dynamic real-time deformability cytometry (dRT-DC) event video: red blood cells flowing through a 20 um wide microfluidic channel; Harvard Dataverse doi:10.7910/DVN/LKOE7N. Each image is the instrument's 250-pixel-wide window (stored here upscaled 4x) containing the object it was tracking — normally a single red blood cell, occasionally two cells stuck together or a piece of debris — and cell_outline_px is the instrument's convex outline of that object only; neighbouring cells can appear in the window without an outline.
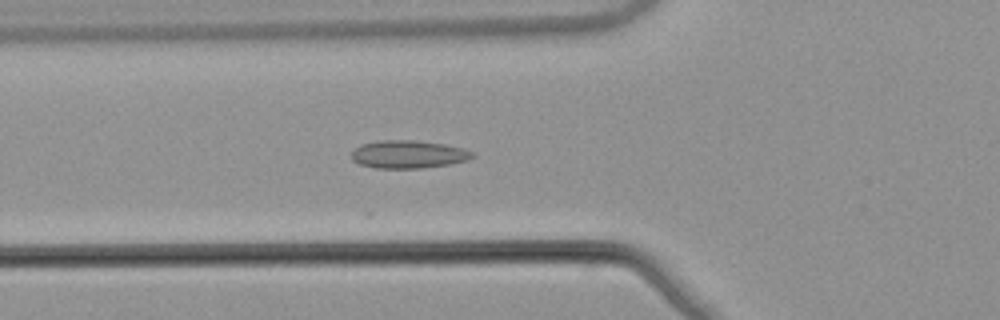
{"species": "common noctule bat (a hibernating species)", "species_latin": "Nyctalus noctula", "temperature_condition": "warm", "stored_images_in_passage": 28, "camera_frame_rate_fps": 3000, "um_per_image_px": 0.085, "animal": {"sex": "male", "body_mass_g": 21.5, "forearm_length_mm": 52.0}, "frame": {"image": 1, "passage_image": 19, "time_ms": 6.0, "image_size_px": [1000, 320], "cell_outline_px": [[476, 156], [468, 160], [448, 164], [420, 168], [376, 168], [360, 164], [352, 160], [352, 152], [360, 144], [376, 140], [416, 140], [444, 144], [464, 148], [472, 152]], "centroid_in_image_um": [34.7, 13.11], "position_along_channel_um": 91.1, "area_um2": 19.71}}
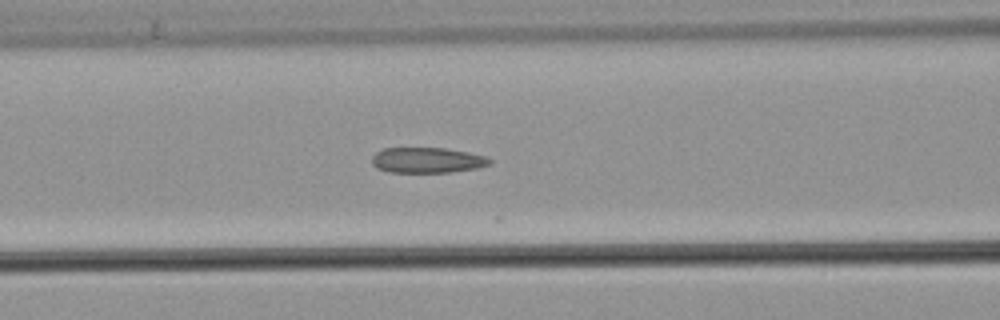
{"frame": {"image": 2, "passage_image": 22, "time_ms": 7.0, "image_size_px": [1000, 320], "cell_outline_px": [[492, 164], [476, 168], [448, 172], [388, 172], [376, 168], [372, 164], [372, 156], [376, 152], [384, 148], [444, 148], [468, 152], [484, 156], [492, 160]], "centroid_in_image_um": [36.29, 13.61], "position_along_channel_um": 130.3, "area_um2": 17.46}}